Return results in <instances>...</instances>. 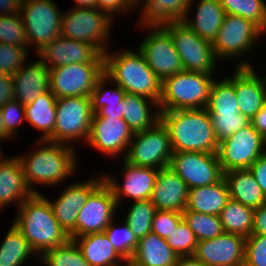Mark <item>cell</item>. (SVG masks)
<instances>
[{
  "label": "cell",
  "instance_id": "obj_1",
  "mask_svg": "<svg viewBox=\"0 0 266 266\" xmlns=\"http://www.w3.org/2000/svg\"><path fill=\"white\" fill-rule=\"evenodd\" d=\"M37 141L33 151L17 156L22 163L27 186L34 194H41L36 186L54 188L73 177L80 167L74 145Z\"/></svg>",
  "mask_w": 266,
  "mask_h": 266
},
{
  "label": "cell",
  "instance_id": "obj_2",
  "mask_svg": "<svg viewBox=\"0 0 266 266\" xmlns=\"http://www.w3.org/2000/svg\"><path fill=\"white\" fill-rule=\"evenodd\" d=\"M160 121L169 132L173 152L217 153L219 141L206 108L161 111Z\"/></svg>",
  "mask_w": 266,
  "mask_h": 266
},
{
  "label": "cell",
  "instance_id": "obj_3",
  "mask_svg": "<svg viewBox=\"0 0 266 266\" xmlns=\"http://www.w3.org/2000/svg\"><path fill=\"white\" fill-rule=\"evenodd\" d=\"M16 210L18 211L12 222L39 258L46 251L63 245L70 239L68 233L59 225L43 193L33 194Z\"/></svg>",
  "mask_w": 266,
  "mask_h": 266
},
{
  "label": "cell",
  "instance_id": "obj_4",
  "mask_svg": "<svg viewBox=\"0 0 266 266\" xmlns=\"http://www.w3.org/2000/svg\"><path fill=\"white\" fill-rule=\"evenodd\" d=\"M136 50L123 49L118 53L107 50L103 54L104 74L112 82L120 85L126 93L143 96L159 103L162 81L150 69L138 48Z\"/></svg>",
  "mask_w": 266,
  "mask_h": 266
},
{
  "label": "cell",
  "instance_id": "obj_5",
  "mask_svg": "<svg viewBox=\"0 0 266 266\" xmlns=\"http://www.w3.org/2000/svg\"><path fill=\"white\" fill-rule=\"evenodd\" d=\"M215 74L181 71L162 81L160 111L206 108Z\"/></svg>",
  "mask_w": 266,
  "mask_h": 266
},
{
  "label": "cell",
  "instance_id": "obj_6",
  "mask_svg": "<svg viewBox=\"0 0 266 266\" xmlns=\"http://www.w3.org/2000/svg\"><path fill=\"white\" fill-rule=\"evenodd\" d=\"M262 36H265L264 32L252 21L226 13L223 24L212 42L215 57L217 60L237 58L240 61H237L235 67H252V62L243 57L253 52V47Z\"/></svg>",
  "mask_w": 266,
  "mask_h": 266
},
{
  "label": "cell",
  "instance_id": "obj_7",
  "mask_svg": "<svg viewBox=\"0 0 266 266\" xmlns=\"http://www.w3.org/2000/svg\"><path fill=\"white\" fill-rule=\"evenodd\" d=\"M62 15L61 36L86 42L100 54L109 50L114 20L105 12L94 8H71Z\"/></svg>",
  "mask_w": 266,
  "mask_h": 266
},
{
  "label": "cell",
  "instance_id": "obj_8",
  "mask_svg": "<svg viewBox=\"0 0 266 266\" xmlns=\"http://www.w3.org/2000/svg\"><path fill=\"white\" fill-rule=\"evenodd\" d=\"M57 6L54 0H21L20 15L29 51L34 47L37 54L61 35L63 12Z\"/></svg>",
  "mask_w": 266,
  "mask_h": 266
},
{
  "label": "cell",
  "instance_id": "obj_9",
  "mask_svg": "<svg viewBox=\"0 0 266 266\" xmlns=\"http://www.w3.org/2000/svg\"><path fill=\"white\" fill-rule=\"evenodd\" d=\"M93 115L90 96L57 98L54 134L47 141L72 146L79 140L85 144Z\"/></svg>",
  "mask_w": 266,
  "mask_h": 266
},
{
  "label": "cell",
  "instance_id": "obj_10",
  "mask_svg": "<svg viewBox=\"0 0 266 266\" xmlns=\"http://www.w3.org/2000/svg\"><path fill=\"white\" fill-rule=\"evenodd\" d=\"M163 27L171 34L185 71L216 74L219 60L211 42L202 39L182 21Z\"/></svg>",
  "mask_w": 266,
  "mask_h": 266
},
{
  "label": "cell",
  "instance_id": "obj_11",
  "mask_svg": "<svg viewBox=\"0 0 266 266\" xmlns=\"http://www.w3.org/2000/svg\"><path fill=\"white\" fill-rule=\"evenodd\" d=\"M172 153L169 132L159 121L154 127L133 134L124 160L159 170L168 167Z\"/></svg>",
  "mask_w": 266,
  "mask_h": 266
},
{
  "label": "cell",
  "instance_id": "obj_12",
  "mask_svg": "<svg viewBox=\"0 0 266 266\" xmlns=\"http://www.w3.org/2000/svg\"><path fill=\"white\" fill-rule=\"evenodd\" d=\"M266 152V140L250 123L219 142L217 155L223 172L248 169Z\"/></svg>",
  "mask_w": 266,
  "mask_h": 266
},
{
  "label": "cell",
  "instance_id": "obj_13",
  "mask_svg": "<svg viewBox=\"0 0 266 266\" xmlns=\"http://www.w3.org/2000/svg\"><path fill=\"white\" fill-rule=\"evenodd\" d=\"M49 73L50 91L56 98L90 96L104 75V63H70Z\"/></svg>",
  "mask_w": 266,
  "mask_h": 266
},
{
  "label": "cell",
  "instance_id": "obj_14",
  "mask_svg": "<svg viewBox=\"0 0 266 266\" xmlns=\"http://www.w3.org/2000/svg\"><path fill=\"white\" fill-rule=\"evenodd\" d=\"M145 38L137 46L150 69L163 81L184 70L171 34L163 27H142Z\"/></svg>",
  "mask_w": 266,
  "mask_h": 266
},
{
  "label": "cell",
  "instance_id": "obj_15",
  "mask_svg": "<svg viewBox=\"0 0 266 266\" xmlns=\"http://www.w3.org/2000/svg\"><path fill=\"white\" fill-rule=\"evenodd\" d=\"M168 167L189 189L217 183L224 177L217 153L173 152Z\"/></svg>",
  "mask_w": 266,
  "mask_h": 266
},
{
  "label": "cell",
  "instance_id": "obj_16",
  "mask_svg": "<svg viewBox=\"0 0 266 266\" xmlns=\"http://www.w3.org/2000/svg\"><path fill=\"white\" fill-rule=\"evenodd\" d=\"M91 178V179H90ZM87 181H72L52 201L44 196L50 203L53 214L59 225L68 233L70 239L76 238V220L79 211L86 203L89 195L104 181V175H94Z\"/></svg>",
  "mask_w": 266,
  "mask_h": 266
},
{
  "label": "cell",
  "instance_id": "obj_17",
  "mask_svg": "<svg viewBox=\"0 0 266 266\" xmlns=\"http://www.w3.org/2000/svg\"><path fill=\"white\" fill-rule=\"evenodd\" d=\"M118 205L105 180L89 195L76 220V237L102 233L117 216Z\"/></svg>",
  "mask_w": 266,
  "mask_h": 266
},
{
  "label": "cell",
  "instance_id": "obj_18",
  "mask_svg": "<svg viewBox=\"0 0 266 266\" xmlns=\"http://www.w3.org/2000/svg\"><path fill=\"white\" fill-rule=\"evenodd\" d=\"M133 134L123 119L99 117L94 113L89 136L85 144H89L87 146L96 149L100 153L102 152V155L109 156L112 159L118 156L121 157L122 154L124 159Z\"/></svg>",
  "mask_w": 266,
  "mask_h": 266
},
{
  "label": "cell",
  "instance_id": "obj_19",
  "mask_svg": "<svg viewBox=\"0 0 266 266\" xmlns=\"http://www.w3.org/2000/svg\"><path fill=\"white\" fill-rule=\"evenodd\" d=\"M123 160V170L119 172L123 182H118L117 176L104 174L105 182L111 187L116 199L118 208L124 198H130L133 202L150 199L155 179L157 177V169L151 167H141L128 163ZM122 183V184H121ZM124 197V198H123Z\"/></svg>",
  "mask_w": 266,
  "mask_h": 266
},
{
  "label": "cell",
  "instance_id": "obj_20",
  "mask_svg": "<svg viewBox=\"0 0 266 266\" xmlns=\"http://www.w3.org/2000/svg\"><path fill=\"white\" fill-rule=\"evenodd\" d=\"M243 236L226 233L198 241L194 257L207 266H243L245 260Z\"/></svg>",
  "mask_w": 266,
  "mask_h": 266
},
{
  "label": "cell",
  "instance_id": "obj_21",
  "mask_svg": "<svg viewBox=\"0 0 266 266\" xmlns=\"http://www.w3.org/2000/svg\"><path fill=\"white\" fill-rule=\"evenodd\" d=\"M36 57L49 69L70 63H104V55L92 45L61 35L39 51Z\"/></svg>",
  "mask_w": 266,
  "mask_h": 266
},
{
  "label": "cell",
  "instance_id": "obj_22",
  "mask_svg": "<svg viewBox=\"0 0 266 266\" xmlns=\"http://www.w3.org/2000/svg\"><path fill=\"white\" fill-rule=\"evenodd\" d=\"M0 151V209L17 208L34 193L27 186L22 163L17 154L8 156ZM13 203V204H12Z\"/></svg>",
  "mask_w": 266,
  "mask_h": 266
},
{
  "label": "cell",
  "instance_id": "obj_23",
  "mask_svg": "<svg viewBox=\"0 0 266 266\" xmlns=\"http://www.w3.org/2000/svg\"><path fill=\"white\" fill-rule=\"evenodd\" d=\"M26 61L13 75L14 99L23 105L33 102L42 94L50 91L49 68L38 58Z\"/></svg>",
  "mask_w": 266,
  "mask_h": 266
},
{
  "label": "cell",
  "instance_id": "obj_24",
  "mask_svg": "<svg viewBox=\"0 0 266 266\" xmlns=\"http://www.w3.org/2000/svg\"><path fill=\"white\" fill-rule=\"evenodd\" d=\"M187 184L169 167L159 169L151 195L157 210L183 212L188 199Z\"/></svg>",
  "mask_w": 266,
  "mask_h": 266
},
{
  "label": "cell",
  "instance_id": "obj_25",
  "mask_svg": "<svg viewBox=\"0 0 266 266\" xmlns=\"http://www.w3.org/2000/svg\"><path fill=\"white\" fill-rule=\"evenodd\" d=\"M235 91L239 112L253 118L266 104L260 74L255 67H235Z\"/></svg>",
  "mask_w": 266,
  "mask_h": 266
},
{
  "label": "cell",
  "instance_id": "obj_26",
  "mask_svg": "<svg viewBox=\"0 0 266 266\" xmlns=\"http://www.w3.org/2000/svg\"><path fill=\"white\" fill-rule=\"evenodd\" d=\"M196 2L197 4L194 0H191L186 16L182 22L202 39L212 43L223 24L226 15L225 9L218 0H198ZM192 3L197 5L195 6L196 10L193 12H196L195 14L190 12L193 9L191 8Z\"/></svg>",
  "mask_w": 266,
  "mask_h": 266
},
{
  "label": "cell",
  "instance_id": "obj_27",
  "mask_svg": "<svg viewBox=\"0 0 266 266\" xmlns=\"http://www.w3.org/2000/svg\"><path fill=\"white\" fill-rule=\"evenodd\" d=\"M191 0H141L135 7L142 9L139 26L158 27L183 21Z\"/></svg>",
  "mask_w": 266,
  "mask_h": 266
},
{
  "label": "cell",
  "instance_id": "obj_28",
  "mask_svg": "<svg viewBox=\"0 0 266 266\" xmlns=\"http://www.w3.org/2000/svg\"><path fill=\"white\" fill-rule=\"evenodd\" d=\"M73 240L90 266H127L104 232L86 234Z\"/></svg>",
  "mask_w": 266,
  "mask_h": 266
},
{
  "label": "cell",
  "instance_id": "obj_29",
  "mask_svg": "<svg viewBox=\"0 0 266 266\" xmlns=\"http://www.w3.org/2000/svg\"><path fill=\"white\" fill-rule=\"evenodd\" d=\"M123 106V120L133 133L150 129L160 121L161 111L154 100L125 93Z\"/></svg>",
  "mask_w": 266,
  "mask_h": 266
},
{
  "label": "cell",
  "instance_id": "obj_30",
  "mask_svg": "<svg viewBox=\"0 0 266 266\" xmlns=\"http://www.w3.org/2000/svg\"><path fill=\"white\" fill-rule=\"evenodd\" d=\"M178 257L166 239L150 232L138 240L137 248L128 263L132 266H174Z\"/></svg>",
  "mask_w": 266,
  "mask_h": 266
},
{
  "label": "cell",
  "instance_id": "obj_31",
  "mask_svg": "<svg viewBox=\"0 0 266 266\" xmlns=\"http://www.w3.org/2000/svg\"><path fill=\"white\" fill-rule=\"evenodd\" d=\"M229 199L228 186L223 177L217 183L189 189L187 204L184 210L220 215L221 210Z\"/></svg>",
  "mask_w": 266,
  "mask_h": 266
},
{
  "label": "cell",
  "instance_id": "obj_32",
  "mask_svg": "<svg viewBox=\"0 0 266 266\" xmlns=\"http://www.w3.org/2000/svg\"><path fill=\"white\" fill-rule=\"evenodd\" d=\"M230 199L257 209L266 203V195L249 169L232 170L224 173Z\"/></svg>",
  "mask_w": 266,
  "mask_h": 266
},
{
  "label": "cell",
  "instance_id": "obj_33",
  "mask_svg": "<svg viewBox=\"0 0 266 266\" xmlns=\"http://www.w3.org/2000/svg\"><path fill=\"white\" fill-rule=\"evenodd\" d=\"M56 99L52 92L48 91L24 105L26 122L42 134L38 140L46 141L54 134Z\"/></svg>",
  "mask_w": 266,
  "mask_h": 266
},
{
  "label": "cell",
  "instance_id": "obj_34",
  "mask_svg": "<svg viewBox=\"0 0 266 266\" xmlns=\"http://www.w3.org/2000/svg\"><path fill=\"white\" fill-rule=\"evenodd\" d=\"M8 229L0 244V266H22L29 257H38L14 223Z\"/></svg>",
  "mask_w": 266,
  "mask_h": 266
},
{
  "label": "cell",
  "instance_id": "obj_35",
  "mask_svg": "<svg viewBox=\"0 0 266 266\" xmlns=\"http://www.w3.org/2000/svg\"><path fill=\"white\" fill-rule=\"evenodd\" d=\"M254 211L253 208L229 199L219 215L224 232L249 237L253 229Z\"/></svg>",
  "mask_w": 266,
  "mask_h": 266
},
{
  "label": "cell",
  "instance_id": "obj_36",
  "mask_svg": "<svg viewBox=\"0 0 266 266\" xmlns=\"http://www.w3.org/2000/svg\"><path fill=\"white\" fill-rule=\"evenodd\" d=\"M208 112H239L235 91V68L232 76L217 77L212 82L209 100L206 106Z\"/></svg>",
  "mask_w": 266,
  "mask_h": 266
},
{
  "label": "cell",
  "instance_id": "obj_37",
  "mask_svg": "<svg viewBox=\"0 0 266 266\" xmlns=\"http://www.w3.org/2000/svg\"><path fill=\"white\" fill-rule=\"evenodd\" d=\"M125 214V222L137 240L144 238L152 230V220L156 208L150 199L134 201Z\"/></svg>",
  "mask_w": 266,
  "mask_h": 266
},
{
  "label": "cell",
  "instance_id": "obj_38",
  "mask_svg": "<svg viewBox=\"0 0 266 266\" xmlns=\"http://www.w3.org/2000/svg\"><path fill=\"white\" fill-rule=\"evenodd\" d=\"M182 215L197 241L212 239L224 233L219 215L203 214L189 210H184Z\"/></svg>",
  "mask_w": 266,
  "mask_h": 266
},
{
  "label": "cell",
  "instance_id": "obj_39",
  "mask_svg": "<svg viewBox=\"0 0 266 266\" xmlns=\"http://www.w3.org/2000/svg\"><path fill=\"white\" fill-rule=\"evenodd\" d=\"M227 14L241 16L266 31L265 0H218Z\"/></svg>",
  "mask_w": 266,
  "mask_h": 266
},
{
  "label": "cell",
  "instance_id": "obj_40",
  "mask_svg": "<svg viewBox=\"0 0 266 266\" xmlns=\"http://www.w3.org/2000/svg\"><path fill=\"white\" fill-rule=\"evenodd\" d=\"M39 264L45 266H90L82 255L74 240L69 239L65 244L46 251L40 258Z\"/></svg>",
  "mask_w": 266,
  "mask_h": 266
},
{
  "label": "cell",
  "instance_id": "obj_41",
  "mask_svg": "<svg viewBox=\"0 0 266 266\" xmlns=\"http://www.w3.org/2000/svg\"><path fill=\"white\" fill-rule=\"evenodd\" d=\"M115 219L111 221L104 233L108 236L117 253L128 263L137 248L138 240L125 221L119 226V223H115Z\"/></svg>",
  "mask_w": 266,
  "mask_h": 266
},
{
  "label": "cell",
  "instance_id": "obj_42",
  "mask_svg": "<svg viewBox=\"0 0 266 266\" xmlns=\"http://www.w3.org/2000/svg\"><path fill=\"white\" fill-rule=\"evenodd\" d=\"M217 140L233 135L248 126L251 121L240 112H208Z\"/></svg>",
  "mask_w": 266,
  "mask_h": 266
},
{
  "label": "cell",
  "instance_id": "obj_43",
  "mask_svg": "<svg viewBox=\"0 0 266 266\" xmlns=\"http://www.w3.org/2000/svg\"><path fill=\"white\" fill-rule=\"evenodd\" d=\"M111 83V84H109ZM110 85V87L108 86ZM111 85L114 87H111ZM125 90L118 84L112 82L107 75H103L96 83L90 94L91 107L94 113L98 112L107 103L121 102L124 99Z\"/></svg>",
  "mask_w": 266,
  "mask_h": 266
},
{
  "label": "cell",
  "instance_id": "obj_44",
  "mask_svg": "<svg viewBox=\"0 0 266 266\" xmlns=\"http://www.w3.org/2000/svg\"><path fill=\"white\" fill-rule=\"evenodd\" d=\"M166 241L179 257L193 256L198 242L184 219L173 229Z\"/></svg>",
  "mask_w": 266,
  "mask_h": 266
},
{
  "label": "cell",
  "instance_id": "obj_45",
  "mask_svg": "<svg viewBox=\"0 0 266 266\" xmlns=\"http://www.w3.org/2000/svg\"><path fill=\"white\" fill-rule=\"evenodd\" d=\"M0 43L28 46L20 13L0 15Z\"/></svg>",
  "mask_w": 266,
  "mask_h": 266
},
{
  "label": "cell",
  "instance_id": "obj_46",
  "mask_svg": "<svg viewBox=\"0 0 266 266\" xmlns=\"http://www.w3.org/2000/svg\"><path fill=\"white\" fill-rule=\"evenodd\" d=\"M3 125L6 133L12 138H16L18 127L26 122L25 107L18 100L12 99L1 107Z\"/></svg>",
  "mask_w": 266,
  "mask_h": 266
},
{
  "label": "cell",
  "instance_id": "obj_47",
  "mask_svg": "<svg viewBox=\"0 0 266 266\" xmlns=\"http://www.w3.org/2000/svg\"><path fill=\"white\" fill-rule=\"evenodd\" d=\"M243 266H266V235L251 234L246 238Z\"/></svg>",
  "mask_w": 266,
  "mask_h": 266
},
{
  "label": "cell",
  "instance_id": "obj_48",
  "mask_svg": "<svg viewBox=\"0 0 266 266\" xmlns=\"http://www.w3.org/2000/svg\"><path fill=\"white\" fill-rule=\"evenodd\" d=\"M183 220L181 212L156 210L152 220L151 232L166 239L174 228Z\"/></svg>",
  "mask_w": 266,
  "mask_h": 266
},
{
  "label": "cell",
  "instance_id": "obj_49",
  "mask_svg": "<svg viewBox=\"0 0 266 266\" xmlns=\"http://www.w3.org/2000/svg\"><path fill=\"white\" fill-rule=\"evenodd\" d=\"M96 8L107 13L113 20L117 14L124 13L127 15L136 9L129 0H96Z\"/></svg>",
  "mask_w": 266,
  "mask_h": 266
},
{
  "label": "cell",
  "instance_id": "obj_50",
  "mask_svg": "<svg viewBox=\"0 0 266 266\" xmlns=\"http://www.w3.org/2000/svg\"><path fill=\"white\" fill-rule=\"evenodd\" d=\"M256 182L266 195V152L262 154L249 168Z\"/></svg>",
  "mask_w": 266,
  "mask_h": 266
},
{
  "label": "cell",
  "instance_id": "obj_51",
  "mask_svg": "<svg viewBox=\"0 0 266 266\" xmlns=\"http://www.w3.org/2000/svg\"><path fill=\"white\" fill-rule=\"evenodd\" d=\"M14 99V85L11 75L0 74V107Z\"/></svg>",
  "mask_w": 266,
  "mask_h": 266
},
{
  "label": "cell",
  "instance_id": "obj_52",
  "mask_svg": "<svg viewBox=\"0 0 266 266\" xmlns=\"http://www.w3.org/2000/svg\"><path fill=\"white\" fill-rule=\"evenodd\" d=\"M252 234L266 235V203L254 211Z\"/></svg>",
  "mask_w": 266,
  "mask_h": 266
},
{
  "label": "cell",
  "instance_id": "obj_53",
  "mask_svg": "<svg viewBox=\"0 0 266 266\" xmlns=\"http://www.w3.org/2000/svg\"><path fill=\"white\" fill-rule=\"evenodd\" d=\"M123 100L121 102L107 103L96 114L99 117H117V119H123Z\"/></svg>",
  "mask_w": 266,
  "mask_h": 266
},
{
  "label": "cell",
  "instance_id": "obj_54",
  "mask_svg": "<svg viewBox=\"0 0 266 266\" xmlns=\"http://www.w3.org/2000/svg\"><path fill=\"white\" fill-rule=\"evenodd\" d=\"M250 121L255 130L266 140V104Z\"/></svg>",
  "mask_w": 266,
  "mask_h": 266
},
{
  "label": "cell",
  "instance_id": "obj_55",
  "mask_svg": "<svg viewBox=\"0 0 266 266\" xmlns=\"http://www.w3.org/2000/svg\"><path fill=\"white\" fill-rule=\"evenodd\" d=\"M21 0H0V15L20 13Z\"/></svg>",
  "mask_w": 266,
  "mask_h": 266
},
{
  "label": "cell",
  "instance_id": "obj_56",
  "mask_svg": "<svg viewBox=\"0 0 266 266\" xmlns=\"http://www.w3.org/2000/svg\"><path fill=\"white\" fill-rule=\"evenodd\" d=\"M174 266H207V265L196 259L194 256H184V257H178Z\"/></svg>",
  "mask_w": 266,
  "mask_h": 266
},
{
  "label": "cell",
  "instance_id": "obj_57",
  "mask_svg": "<svg viewBox=\"0 0 266 266\" xmlns=\"http://www.w3.org/2000/svg\"><path fill=\"white\" fill-rule=\"evenodd\" d=\"M76 3L72 8H94L96 0H74Z\"/></svg>",
  "mask_w": 266,
  "mask_h": 266
},
{
  "label": "cell",
  "instance_id": "obj_58",
  "mask_svg": "<svg viewBox=\"0 0 266 266\" xmlns=\"http://www.w3.org/2000/svg\"><path fill=\"white\" fill-rule=\"evenodd\" d=\"M13 140L5 131L4 125H3V117H2V113H1V107H0V145L2 144L1 142L5 141V140ZM2 140V141H1ZM0 149L2 150L3 148Z\"/></svg>",
  "mask_w": 266,
  "mask_h": 266
},
{
  "label": "cell",
  "instance_id": "obj_59",
  "mask_svg": "<svg viewBox=\"0 0 266 266\" xmlns=\"http://www.w3.org/2000/svg\"><path fill=\"white\" fill-rule=\"evenodd\" d=\"M261 83L264 89V96H265V102H266V73L264 75L260 74Z\"/></svg>",
  "mask_w": 266,
  "mask_h": 266
},
{
  "label": "cell",
  "instance_id": "obj_60",
  "mask_svg": "<svg viewBox=\"0 0 266 266\" xmlns=\"http://www.w3.org/2000/svg\"><path fill=\"white\" fill-rule=\"evenodd\" d=\"M134 6H136L141 0H129Z\"/></svg>",
  "mask_w": 266,
  "mask_h": 266
}]
</instances>
